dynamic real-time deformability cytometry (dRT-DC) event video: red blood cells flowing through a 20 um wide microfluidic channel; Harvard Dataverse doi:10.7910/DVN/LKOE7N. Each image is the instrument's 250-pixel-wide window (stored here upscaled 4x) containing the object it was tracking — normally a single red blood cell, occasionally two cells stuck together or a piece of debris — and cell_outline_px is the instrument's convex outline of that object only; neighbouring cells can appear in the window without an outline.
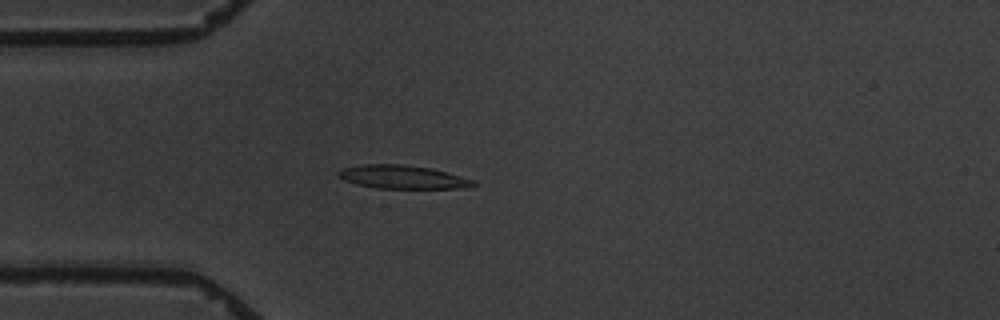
{"species": "common noctule bat (a hibernating species)", "species_latin": "Nyctalus noctula", "temperature_condition": "warm", "stored_images_in_passage": 5, "camera_frame_rate_fps": 3000, "um_per_image_px": 0.085, "animal": {"sex": "male", "body_mass_g": 19.5, "forearm_length_mm": 54.6}, "frame": {"image": 1, "passage_image": 4, "time_ms": 3.667, "image_size_px": [1000, 320], "cell_outline_px": [[480, 184], [464, 188], [376, 188], [356, 184], [344, 180], [336, 172], [340, 168], [364, 164], [404, 164], [432, 168], [448, 172], [476, 180]], "centroid_in_image_um": [34.26, 15.04], "position_along_channel_um": 50.7, "area_um2": 18.67}}